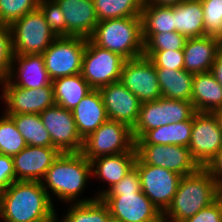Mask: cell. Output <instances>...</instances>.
Instances as JSON below:
<instances>
[{
  "label": "cell",
  "mask_w": 222,
  "mask_h": 222,
  "mask_svg": "<svg viewBox=\"0 0 222 222\" xmlns=\"http://www.w3.org/2000/svg\"><path fill=\"white\" fill-rule=\"evenodd\" d=\"M87 39L83 37H57L42 53L51 81L81 73L83 53Z\"/></svg>",
  "instance_id": "9c48e42d"
},
{
  "label": "cell",
  "mask_w": 222,
  "mask_h": 222,
  "mask_svg": "<svg viewBox=\"0 0 222 222\" xmlns=\"http://www.w3.org/2000/svg\"><path fill=\"white\" fill-rule=\"evenodd\" d=\"M10 29L14 55L42 54L57 38L39 8L13 22Z\"/></svg>",
  "instance_id": "5b68a950"
},
{
  "label": "cell",
  "mask_w": 222,
  "mask_h": 222,
  "mask_svg": "<svg viewBox=\"0 0 222 222\" xmlns=\"http://www.w3.org/2000/svg\"><path fill=\"white\" fill-rule=\"evenodd\" d=\"M142 33L175 31L174 6L143 3L141 11Z\"/></svg>",
  "instance_id": "f546056e"
},
{
  "label": "cell",
  "mask_w": 222,
  "mask_h": 222,
  "mask_svg": "<svg viewBox=\"0 0 222 222\" xmlns=\"http://www.w3.org/2000/svg\"><path fill=\"white\" fill-rule=\"evenodd\" d=\"M52 85L55 104L70 111L93 90L81 74L55 79Z\"/></svg>",
  "instance_id": "83f0119b"
},
{
  "label": "cell",
  "mask_w": 222,
  "mask_h": 222,
  "mask_svg": "<svg viewBox=\"0 0 222 222\" xmlns=\"http://www.w3.org/2000/svg\"><path fill=\"white\" fill-rule=\"evenodd\" d=\"M156 73L163 98L191 101L194 74L167 68H156Z\"/></svg>",
  "instance_id": "484cf974"
},
{
  "label": "cell",
  "mask_w": 222,
  "mask_h": 222,
  "mask_svg": "<svg viewBox=\"0 0 222 222\" xmlns=\"http://www.w3.org/2000/svg\"><path fill=\"white\" fill-rule=\"evenodd\" d=\"M38 6L39 0H0V24L10 26Z\"/></svg>",
  "instance_id": "e575fe53"
},
{
  "label": "cell",
  "mask_w": 222,
  "mask_h": 222,
  "mask_svg": "<svg viewBox=\"0 0 222 222\" xmlns=\"http://www.w3.org/2000/svg\"><path fill=\"white\" fill-rule=\"evenodd\" d=\"M107 222H122V221L119 220V219H116V218H114V217H112V216H110V217L108 218Z\"/></svg>",
  "instance_id": "f907efd6"
},
{
  "label": "cell",
  "mask_w": 222,
  "mask_h": 222,
  "mask_svg": "<svg viewBox=\"0 0 222 222\" xmlns=\"http://www.w3.org/2000/svg\"><path fill=\"white\" fill-rule=\"evenodd\" d=\"M135 147L132 129L107 120L83 140L81 153L91 162L98 157L130 152Z\"/></svg>",
  "instance_id": "ba28073f"
},
{
  "label": "cell",
  "mask_w": 222,
  "mask_h": 222,
  "mask_svg": "<svg viewBox=\"0 0 222 222\" xmlns=\"http://www.w3.org/2000/svg\"><path fill=\"white\" fill-rule=\"evenodd\" d=\"M77 131L84 140L108 120L98 90H92L72 111Z\"/></svg>",
  "instance_id": "603a6c76"
},
{
  "label": "cell",
  "mask_w": 222,
  "mask_h": 222,
  "mask_svg": "<svg viewBox=\"0 0 222 222\" xmlns=\"http://www.w3.org/2000/svg\"><path fill=\"white\" fill-rule=\"evenodd\" d=\"M60 153L56 147L27 145L12 157L15 181H41Z\"/></svg>",
  "instance_id": "ac0fdd59"
},
{
  "label": "cell",
  "mask_w": 222,
  "mask_h": 222,
  "mask_svg": "<svg viewBox=\"0 0 222 222\" xmlns=\"http://www.w3.org/2000/svg\"><path fill=\"white\" fill-rule=\"evenodd\" d=\"M60 219L57 215L55 217H53L51 220L47 221V222H61Z\"/></svg>",
  "instance_id": "816d5d0a"
},
{
  "label": "cell",
  "mask_w": 222,
  "mask_h": 222,
  "mask_svg": "<svg viewBox=\"0 0 222 222\" xmlns=\"http://www.w3.org/2000/svg\"><path fill=\"white\" fill-rule=\"evenodd\" d=\"M9 83V74L0 72V85L2 89V94L0 95V99H3V103L6 102V93H7V87Z\"/></svg>",
  "instance_id": "f6af8a7d"
},
{
  "label": "cell",
  "mask_w": 222,
  "mask_h": 222,
  "mask_svg": "<svg viewBox=\"0 0 222 222\" xmlns=\"http://www.w3.org/2000/svg\"><path fill=\"white\" fill-rule=\"evenodd\" d=\"M55 104L52 83L49 86L28 89L13 85L7 87L5 110L3 114H40Z\"/></svg>",
  "instance_id": "e0dca14e"
},
{
  "label": "cell",
  "mask_w": 222,
  "mask_h": 222,
  "mask_svg": "<svg viewBox=\"0 0 222 222\" xmlns=\"http://www.w3.org/2000/svg\"><path fill=\"white\" fill-rule=\"evenodd\" d=\"M185 0H144V3H150L161 6H174Z\"/></svg>",
  "instance_id": "bcb514c9"
},
{
  "label": "cell",
  "mask_w": 222,
  "mask_h": 222,
  "mask_svg": "<svg viewBox=\"0 0 222 222\" xmlns=\"http://www.w3.org/2000/svg\"><path fill=\"white\" fill-rule=\"evenodd\" d=\"M14 121L6 114L0 117V154L15 156L26 147Z\"/></svg>",
  "instance_id": "836d02e7"
},
{
  "label": "cell",
  "mask_w": 222,
  "mask_h": 222,
  "mask_svg": "<svg viewBox=\"0 0 222 222\" xmlns=\"http://www.w3.org/2000/svg\"><path fill=\"white\" fill-rule=\"evenodd\" d=\"M144 0H94L98 21L141 16Z\"/></svg>",
  "instance_id": "4dcf8cb0"
},
{
  "label": "cell",
  "mask_w": 222,
  "mask_h": 222,
  "mask_svg": "<svg viewBox=\"0 0 222 222\" xmlns=\"http://www.w3.org/2000/svg\"><path fill=\"white\" fill-rule=\"evenodd\" d=\"M52 145L62 152H81L83 139L79 135L72 111L54 104L40 114Z\"/></svg>",
  "instance_id": "9a60e30c"
},
{
  "label": "cell",
  "mask_w": 222,
  "mask_h": 222,
  "mask_svg": "<svg viewBox=\"0 0 222 222\" xmlns=\"http://www.w3.org/2000/svg\"><path fill=\"white\" fill-rule=\"evenodd\" d=\"M205 35L217 37L222 32V0H201Z\"/></svg>",
  "instance_id": "d590c367"
},
{
  "label": "cell",
  "mask_w": 222,
  "mask_h": 222,
  "mask_svg": "<svg viewBox=\"0 0 222 222\" xmlns=\"http://www.w3.org/2000/svg\"><path fill=\"white\" fill-rule=\"evenodd\" d=\"M194 160L205 168L222 148V132L213 113L196 112L188 146Z\"/></svg>",
  "instance_id": "4fadbf2b"
},
{
  "label": "cell",
  "mask_w": 222,
  "mask_h": 222,
  "mask_svg": "<svg viewBox=\"0 0 222 222\" xmlns=\"http://www.w3.org/2000/svg\"><path fill=\"white\" fill-rule=\"evenodd\" d=\"M137 157L148 165L166 168L181 176L194 174L201 167L188 147L179 145L135 144Z\"/></svg>",
  "instance_id": "8fae6325"
},
{
  "label": "cell",
  "mask_w": 222,
  "mask_h": 222,
  "mask_svg": "<svg viewBox=\"0 0 222 222\" xmlns=\"http://www.w3.org/2000/svg\"><path fill=\"white\" fill-rule=\"evenodd\" d=\"M196 111L191 101L158 98L141 103L137 123L132 129L134 140L147 131L167 124L189 120Z\"/></svg>",
  "instance_id": "8992f818"
},
{
  "label": "cell",
  "mask_w": 222,
  "mask_h": 222,
  "mask_svg": "<svg viewBox=\"0 0 222 222\" xmlns=\"http://www.w3.org/2000/svg\"><path fill=\"white\" fill-rule=\"evenodd\" d=\"M213 114L217 118V121H218V124H219V128H220V130L222 132V109H219V110L213 112Z\"/></svg>",
  "instance_id": "7dc6e473"
},
{
  "label": "cell",
  "mask_w": 222,
  "mask_h": 222,
  "mask_svg": "<svg viewBox=\"0 0 222 222\" xmlns=\"http://www.w3.org/2000/svg\"><path fill=\"white\" fill-rule=\"evenodd\" d=\"M91 176V162L81 152H62L40 182L51 201L54 200L52 195H55L68 204L87 203L98 199L96 195L80 199Z\"/></svg>",
  "instance_id": "7a4b0ae2"
},
{
  "label": "cell",
  "mask_w": 222,
  "mask_h": 222,
  "mask_svg": "<svg viewBox=\"0 0 222 222\" xmlns=\"http://www.w3.org/2000/svg\"><path fill=\"white\" fill-rule=\"evenodd\" d=\"M149 59L156 68H167L172 70L184 69L183 50L156 51Z\"/></svg>",
  "instance_id": "f35d334b"
},
{
  "label": "cell",
  "mask_w": 222,
  "mask_h": 222,
  "mask_svg": "<svg viewBox=\"0 0 222 222\" xmlns=\"http://www.w3.org/2000/svg\"><path fill=\"white\" fill-rule=\"evenodd\" d=\"M15 181L13 158L0 154V193Z\"/></svg>",
  "instance_id": "b9f144b4"
},
{
  "label": "cell",
  "mask_w": 222,
  "mask_h": 222,
  "mask_svg": "<svg viewBox=\"0 0 222 222\" xmlns=\"http://www.w3.org/2000/svg\"><path fill=\"white\" fill-rule=\"evenodd\" d=\"M219 51L222 52V32L217 36Z\"/></svg>",
  "instance_id": "681fc988"
},
{
  "label": "cell",
  "mask_w": 222,
  "mask_h": 222,
  "mask_svg": "<svg viewBox=\"0 0 222 222\" xmlns=\"http://www.w3.org/2000/svg\"><path fill=\"white\" fill-rule=\"evenodd\" d=\"M13 57L10 26L0 24V72L10 74Z\"/></svg>",
  "instance_id": "74e56055"
},
{
  "label": "cell",
  "mask_w": 222,
  "mask_h": 222,
  "mask_svg": "<svg viewBox=\"0 0 222 222\" xmlns=\"http://www.w3.org/2000/svg\"><path fill=\"white\" fill-rule=\"evenodd\" d=\"M108 120L121 122L131 129L137 123L141 102L120 81L98 89Z\"/></svg>",
  "instance_id": "2e32d148"
},
{
  "label": "cell",
  "mask_w": 222,
  "mask_h": 222,
  "mask_svg": "<svg viewBox=\"0 0 222 222\" xmlns=\"http://www.w3.org/2000/svg\"><path fill=\"white\" fill-rule=\"evenodd\" d=\"M66 20V37L89 39L93 34L98 17L94 0H55Z\"/></svg>",
  "instance_id": "d6986e66"
},
{
  "label": "cell",
  "mask_w": 222,
  "mask_h": 222,
  "mask_svg": "<svg viewBox=\"0 0 222 222\" xmlns=\"http://www.w3.org/2000/svg\"><path fill=\"white\" fill-rule=\"evenodd\" d=\"M193 116L186 121L167 124L147 131L135 144L179 145L188 147L191 139Z\"/></svg>",
  "instance_id": "4316f807"
},
{
  "label": "cell",
  "mask_w": 222,
  "mask_h": 222,
  "mask_svg": "<svg viewBox=\"0 0 222 222\" xmlns=\"http://www.w3.org/2000/svg\"><path fill=\"white\" fill-rule=\"evenodd\" d=\"M205 169L216 180L219 188L222 189V148L216 156L209 162Z\"/></svg>",
  "instance_id": "7bdbcfd3"
},
{
  "label": "cell",
  "mask_w": 222,
  "mask_h": 222,
  "mask_svg": "<svg viewBox=\"0 0 222 222\" xmlns=\"http://www.w3.org/2000/svg\"><path fill=\"white\" fill-rule=\"evenodd\" d=\"M175 31L186 38L205 36L201 0H185L174 5Z\"/></svg>",
  "instance_id": "d4e9b609"
},
{
  "label": "cell",
  "mask_w": 222,
  "mask_h": 222,
  "mask_svg": "<svg viewBox=\"0 0 222 222\" xmlns=\"http://www.w3.org/2000/svg\"><path fill=\"white\" fill-rule=\"evenodd\" d=\"M110 216L122 222H163V214L142 191L101 196Z\"/></svg>",
  "instance_id": "7c38bea8"
},
{
  "label": "cell",
  "mask_w": 222,
  "mask_h": 222,
  "mask_svg": "<svg viewBox=\"0 0 222 222\" xmlns=\"http://www.w3.org/2000/svg\"><path fill=\"white\" fill-rule=\"evenodd\" d=\"M40 181H14L0 193L3 222H47L58 215Z\"/></svg>",
  "instance_id": "6da1fadb"
},
{
  "label": "cell",
  "mask_w": 222,
  "mask_h": 222,
  "mask_svg": "<svg viewBox=\"0 0 222 222\" xmlns=\"http://www.w3.org/2000/svg\"><path fill=\"white\" fill-rule=\"evenodd\" d=\"M210 72L214 75L215 79L222 86V52L221 51L217 53Z\"/></svg>",
  "instance_id": "ee69618b"
},
{
  "label": "cell",
  "mask_w": 222,
  "mask_h": 222,
  "mask_svg": "<svg viewBox=\"0 0 222 222\" xmlns=\"http://www.w3.org/2000/svg\"><path fill=\"white\" fill-rule=\"evenodd\" d=\"M142 191L137 168L134 166L128 173L115 185L110 187L102 196H116L120 192Z\"/></svg>",
  "instance_id": "ab89813d"
},
{
  "label": "cell",
  "mask_w": 222,
  "mask_h": 222,
  "mask_svg": "<svg viewBox=\"0 0 222 222\" xmlns=\"http://www.w3.org/2000/svg\"><path fill=\"white\" fill-rule=\"evenodd\" d=\"M137 157L136 148L130 152L98 157L91 161L92 177L103 180L107 184L106 190L102 189L96 194L100 198L110 187L118 183L134 167ZM94 176V177H93Z\"/></svg>",
  "instance_id": "44dd1931"
},
{
  "label": "cell",
  "mask_w": 222,
  "mask_h": 222,
  "mask_svg": "<svg viewBox=\"0 0 222 222\" xmlns=\"http://www.w3.org/2000/svg\"><path fill=\"white\" fill-rule=\"evenodd\" d=\"M89 39L126 60L141 57L144 51L141 16L98 21Z\"/></svg>",
  "instance_id": "277c9868"
},
{
  "label": "cell",
  "mask_w": 222,
  "mask_h": 222,
  "mask_svg": "<svg viewBox=\"0 0 222 222\" xmlns=\"http://www.w3.org/2000/svg\"><path fill=\"white\" fill-rule=\"evenodd\" d=\"M191 102L196 112L213 113L222 109V86L211 72L194 74Z\"/></svg>",
  "instance_id": "cb8c5ba5"
},
{
  "label": "cell",
  "mask_w": 222,
  "mask_h": 222,
  "mask_svg": "<svg viewBox=\"0 0 222 222\" xmlns=\"http://www.w3.org/2000/svg\"><path fill=\"white\" fill-rule=\"evenodd\" d=\"M216 180L205 168L183 176L172 203L163 213V222H183L216 201Z\"/></svg>",
  "instance_id": "3957f363"
},
{
  "label": "cell",
  "mask_w": 222,
  "mask_h": 222,
  "mask_svg": "<svg viewBox=\"0 0 222 222\" xmlns=\"http://www.w3.org/2000/svg\"><path fill=\"white\" fill-rule=\"evenodd\" d=\"M183 222H222L220 206L215 201Z\"/></svg>",
  "instance_id": "60d3db41"
},
{
  "label": "cell",
  "mask_w": 222,
  "mask_h": 222,
  "mask_svg": "<svg viewBox=\"0 0 222 222\" xmlns=\"http://www.w3.org/2000/svg\"><path fill=\"white\" fill-rule=\"evenodd\" d=\"M69 207L61 222H107L110 217L108 206L100 198L87 203H70Z\"/></svg>",
  "instance_id": "1f68e13d"
},
{
  "label": "cell",
  "mask_w": 222,
  "mask_h": 222,
  "mask_svg": "<svg viewBox=\"0 0 222 222\" xmlns=\"http://www.w3.org/2000/svg\"><path fill=\"white\" fill-rule=\"evenodd\" d=\"M9 81L15 86L28 89L49 86L52 83L42 54L14 55Z\"/></svg>",
  "instance_id": "ffe728a7"
},
{
  "label": "cell",
  "mask_w": 222,
  "mask_h": 222,
  "mask_svg": "<svg viewBox=\"0 0 222 222\" xmlns=\"http://www.w3.org/2000/svg\"><path fill=\"white\" fill-rule=\"evenodd\" d=\"M28 146L54 147L39 114L8 115Z\"/></svg>",
  "instance_id": "f1b7e54d"
},
{
  "label": "cell",
  "mask_w": 222,
  "mask_h": 222,
  "mask_svg": "<svg viewBox=\"0 0 222 222\" xmlns=\"http://www.w3.org/2000/svg\"><path fill=\"white\" fill-rule=\"evenodd\" d=\"M144 40L143 55L150 58L156 51L183 50L187 38L176 32L142 33Z\"/></svg>",
  "instance_id": "d6a6232c"
},
{
  "label": "cell",
  "mask_w": 222,
  "mask_h": 222,
  "mask_svg": "<svg viewBox=\"0 0 222 222\" xmlns=\"http://www.w3.org/2000/svg\"><path fill=\"white\" fill-rule=\"evenodd\" d=\"M38 8L57 37H66V20L55 0H39Z\"/></svg>",
  "instance_id": "8d00e7d4"
},
{
  "label": "cell",
  "mask_w": 222,
  "mask_h": 222,
  "mask_svg": "<svg viewBox=\"0 0 222 222\" xmlns=\"http://www.w3.org/2000/svg\"><path fill=\"white\" fill-rule=\"evenodd\" d=\"M216 201L218 202L220 209H221V215H222V189H219Z\"/></svg>",
  "instance_id": "c3c4849f"
},
{
  "label": "cell",
  "mask_w": 222,
  "mask_h": 222,
  "mask_svg": "<svg viewBox=\"0 0 222 222\" xmlns=\"http://www.w3.org/2000/svg\"><path fill=\"white\" fill-rule=\"evenodd\" d=\"M141 190L163 214L172 203L183 176L166 168L144 164L136 157Z\"/></svg>",
  "instance_id": "30bf717a"
},
{
  "label": "cell",
  "mask_w": 222,
  "mask_h": 222,
  "mask_svg": "<svg viewBox=\"0 0 222 222\" xmlns=\"http://www.w3.org/2000/svg\"><path fill=\"white\" fill-rule=\"evenodd\" d=\"M218 52L217 37L187 38L183 48L184 69L192 74L210 72Z\"/></svg>",
  "instance_id": "7402d4cb"
},
{
  "label": "cell",
  "mask_w": 222,
  "mask_h": 222,
  "mask_svg": "<svg viewBox=\"0 0 222 222\" xmlns=\"http://www.w3.org/2000/svg\"><path fill=\"white\" fill-rule=\"evenodd\" d=\"M125 58L95 45L87 39L83 53L81 75L94 90L120 80Z\"/></svg>",
  "instance_id": "52a82bcc"
},
{
  "label": "cell",
  "mask_w": 222,
  "mask_h": 222,
  "mask_svg": "<svg viewBox=\"0 0 222 222\" xmlns=\"http://www.w3.org/2000/svg\"><path fill=\"white\" fill-rule=\"evenodd\" d=\"M119 81L137 96L141 103L162 97L156 67L144 55L125 60Z\"/></svg>",
  "instance_id": "5bb4252c"
}]
</instances>
